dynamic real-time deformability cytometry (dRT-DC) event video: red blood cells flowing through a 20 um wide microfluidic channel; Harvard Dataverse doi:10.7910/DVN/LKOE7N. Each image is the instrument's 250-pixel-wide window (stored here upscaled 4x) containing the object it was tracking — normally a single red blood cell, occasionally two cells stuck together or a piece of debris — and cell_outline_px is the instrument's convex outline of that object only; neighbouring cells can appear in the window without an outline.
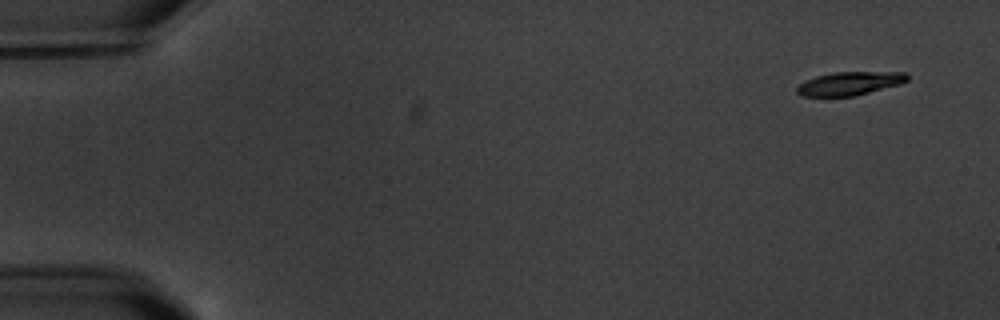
{"species": "common noctule bat (a hibernating species)", "species_latin": "Nyctalus noctula", "temperature_condition": "warm", "stored_images_in_passage": 5, "camera_frame_rate_fps": 3000, "um_per_image_px": 0.085, "animal": {"sex": "male", "body_mass_g": 20.1, "forearm_length_mm": 53.5}, "frame": {"image": 1, "passage_image": 1, "time_ms": 0.0, "image_size_px": [1000, 320], "cell_outline_px": [[908, 80], [900, 84], [856, 96], [800, 96], [796, 92], [796, 88], [804, 80], [816, 76], [832, 72], [908, 72]], "centroid_in_image_um": [72.21, 7.09], "position_along_channel_um": 12.8, "area_um2": 15.2}}
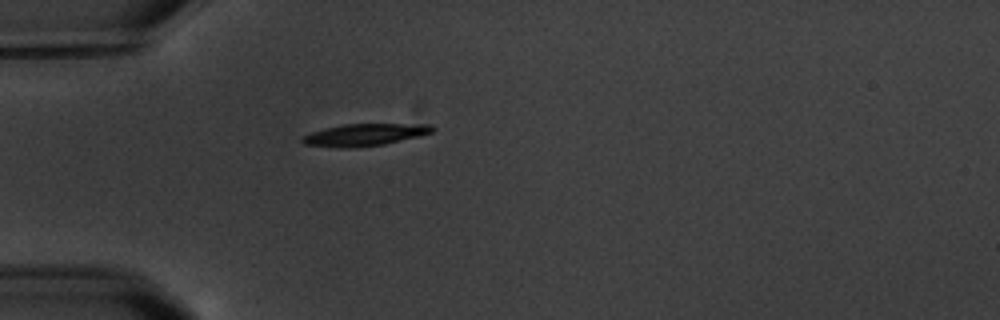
{"frame": {"image": 2, "passage_image": 5, "time_ms": 4.667, "image_size_px": [1000, 320], "cell_outline_px": [[436, 128], [432, 132], [420, 136], [384, 144], [356, 148], [340, 148], [304, 144], [300, 140], [300, 136], [324, 128], [344, 124], [432, 124]], "centroid_in_image_um": [30.98, 11.46], "position_along_channel_um": 54.0, "area_um2": 16.94}}